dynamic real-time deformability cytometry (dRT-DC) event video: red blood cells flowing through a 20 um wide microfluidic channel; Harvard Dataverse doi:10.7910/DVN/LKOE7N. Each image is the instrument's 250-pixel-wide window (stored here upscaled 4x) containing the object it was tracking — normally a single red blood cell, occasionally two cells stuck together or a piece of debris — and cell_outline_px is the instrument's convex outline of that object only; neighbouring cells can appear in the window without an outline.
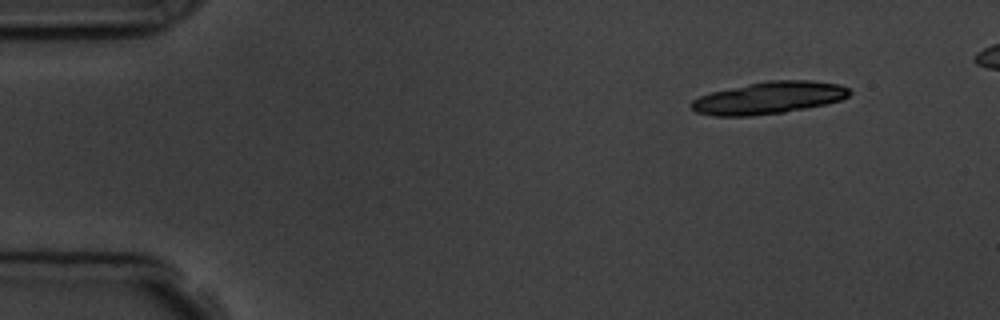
{"species": "common noctule bat (a hibernating species)", "species_latin": "Nyctalus noctula", "temperature_condition": "room temperature", "stored_images_in_passage": 5, "camera_frame_rate_fps": 3000, "um_per_image_px": 0.085, "animal": {"sex": "male", "body_mass_g": 19.5, "forearm_length_mm": 54.6}, "frame": {"image": 1, "passage_image": 1, "time_ms": 0.0, "image_size_px": [1000, 320], "cell_outline_px": [[852, 92], [848, 96], [840, 100], [824, 104], [784, 112], [748, 116], [712, 116], [696, 112], [688, 104], [692, 100], [700, 96], [712, 92], [748, 84], [768, 80], [812, 80], [840, 84], [848, 88]], "centroid_in_image_um": [65.34, 8.31], "position_along_channel_um": 19.7, "area_um2": 29.54}}